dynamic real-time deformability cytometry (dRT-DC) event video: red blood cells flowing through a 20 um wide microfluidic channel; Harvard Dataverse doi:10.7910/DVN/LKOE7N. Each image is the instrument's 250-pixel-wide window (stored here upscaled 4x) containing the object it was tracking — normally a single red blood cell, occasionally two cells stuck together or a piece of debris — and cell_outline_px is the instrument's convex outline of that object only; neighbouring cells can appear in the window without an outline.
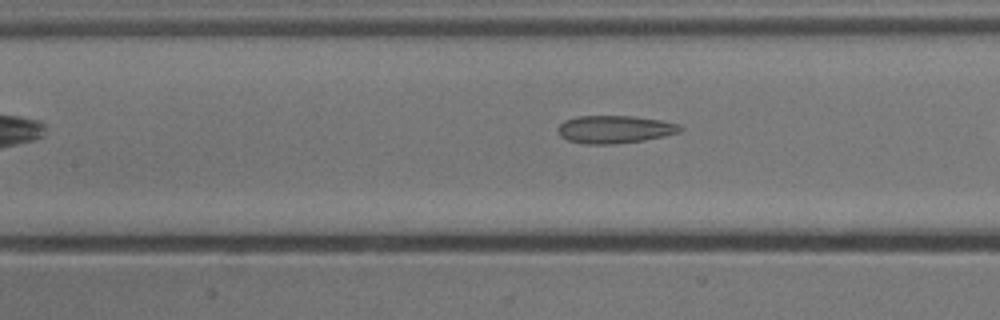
{"species": "common noctule bat (a hibernating species)", "species_latin": "Nyctalus noctula", "temperature_condition": "cold", "stored_images_in_passage": 8, "camera_frame_rate_fps": 3000, "um_per_image_px": 0.085, "animal": {"sex": "male", "body_mass_g": 13.3}, "frame": {"image": 1, "passage_image": 5, "time_ms": 1.333, "image_size_px": [1000, 320], "cell_outline_px": [[684, 128], [680, 132], [664, 136], [644, 140], [612, 144], [584, 144], [568, 140], [560, 136], [556, 128], [564, 120], [576, 116], [632, 116], [664, 120], [680, 124]], "centroid_in_image_um": [52.26, 10.99], "position_along_channel_um": 155.1, "area_um2": 20.0}}